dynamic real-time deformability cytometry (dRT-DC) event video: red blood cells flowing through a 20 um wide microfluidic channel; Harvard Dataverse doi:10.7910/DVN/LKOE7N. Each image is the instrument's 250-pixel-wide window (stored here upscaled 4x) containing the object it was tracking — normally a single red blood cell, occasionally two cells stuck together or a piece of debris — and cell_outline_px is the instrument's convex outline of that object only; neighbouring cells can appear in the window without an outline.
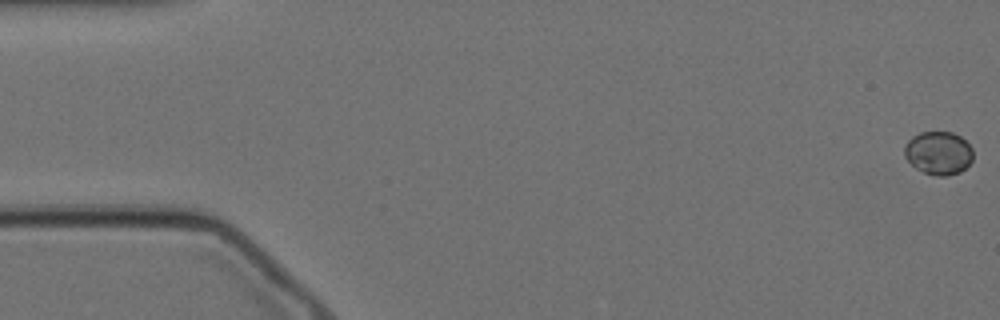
{"species": "Egyptian fruit bat (a non-hibernating species)", "species_latin": "Rousettus aegyptiacus", "temperature_condition": "cold", "stored_images_in_passage": 59, "camera_frame_rate_fps": 3000, "um_per_image_px": 0.085, "animal": {"sex": "female"}, "frame": {"image": 1, "passage_image": 1, "time_ms": 0.0, "image_size_px": [1000, 320], "cell_outline_px": [[972, 160], [960, 172], [948, 176], [936, 176], [924, 172], [916, 168], [904, 156], [904, 148], [908, 140], [912, 136], [920, 132], [952, 132], [960, 136], [972, 148]], "centroid_in_image_um": [79.76, 13.0], "position_along_channel_um": 5.2, "area_um2": 17.22}}
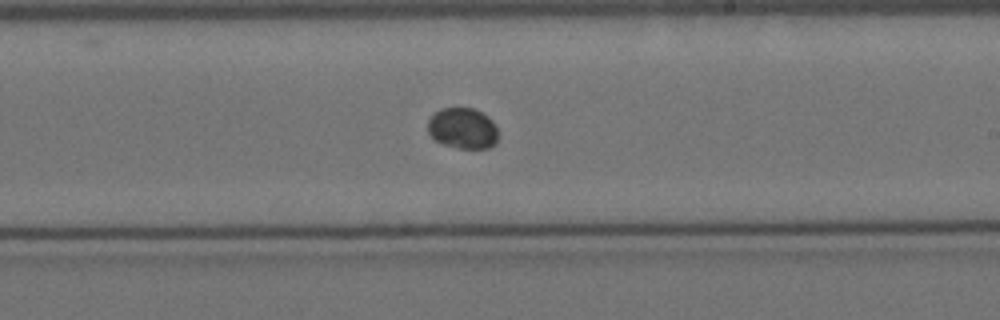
{"frame": {"image": 2, "passage_image": 34, "time_ms": 11.0, "image_size_px": [1000, 320], "cell_outline_px": [[496, 144], [488, 148], [460, 148], [444, 144], [436, 140], [428, 132], [428, 120], [440, 108], [472, 108], [488, 116], [492, 120], [496, 128]], "centroid_in_image_um": [39.33, 10.9], "position_along_channel_um": 249.7, "area_um2": 16.53}}
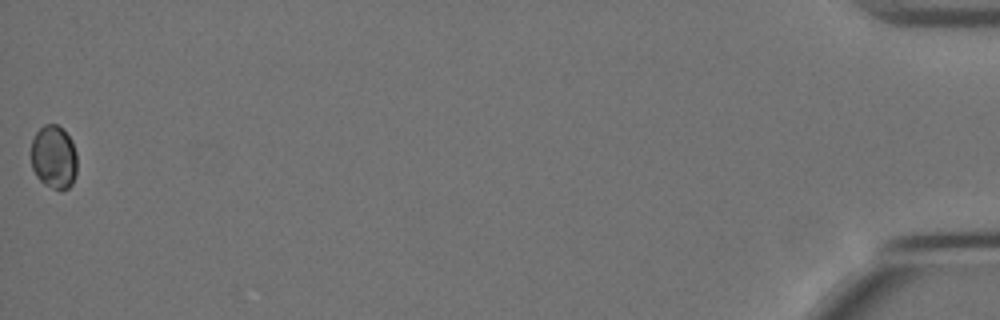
{"frame": {"image": 3, "passage_image": 59, "time_ms": 19.333, "image_size_px": [1000, 320], "cell_outline_px": [[76, 172], [72, 184], [68, 188], [60, 192], [44, 184], [36, 176], [32, 168], [32, 140], [36, 132], [44, 124], [56, 124], [72, 140], [76, 152]], "centroid_in_image_um": [4.58, 13.38], "position_along_channel_um": 430.6, "area_um2": 17.05}}